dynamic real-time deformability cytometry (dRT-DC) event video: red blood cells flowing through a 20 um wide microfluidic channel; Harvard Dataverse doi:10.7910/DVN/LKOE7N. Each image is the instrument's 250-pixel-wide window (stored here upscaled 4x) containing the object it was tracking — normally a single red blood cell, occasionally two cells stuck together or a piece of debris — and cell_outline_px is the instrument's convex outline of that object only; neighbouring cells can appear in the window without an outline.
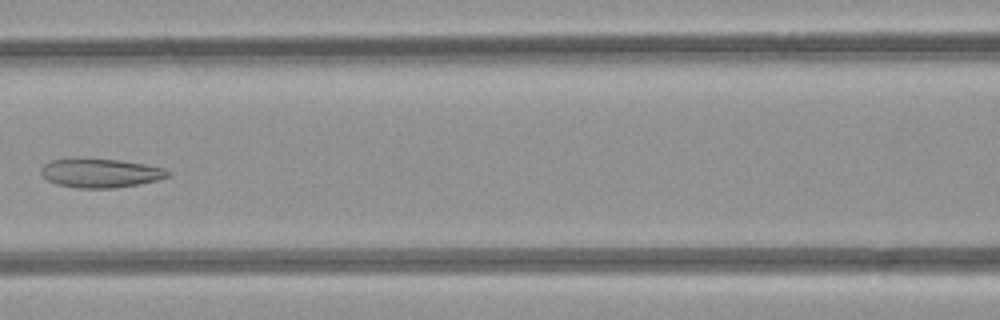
{"species": "common noctule bat (a hibernating species)", "species_latin": "Nyctalus noctula", "temperature_condition": "room temperature", "stored_images_in_passage": 6, "camera_frame_rate_fps": 3000, "um_per_image_px": 0.085, "animal": {"sex": "female", "body_mass_g": 21.9}, "frame": {"image": 1, "passage_image": 6, "time_ms": 5.667, "image_size_px": [1000, 320], "cell_outline_px": [[172, 176], [140, 184], [112, 188], [76, 188], [56, 184], [48, 180], [40, 172], [40, 168], [44, 164], [52, 160], [76, 156], [120, 160], [144, 164], [164, 168], [172, 172]], "centroid_in_image_um": [8.52, 14.68], "position_along_channel_um": 158.1, "area_um2": 22.02}}